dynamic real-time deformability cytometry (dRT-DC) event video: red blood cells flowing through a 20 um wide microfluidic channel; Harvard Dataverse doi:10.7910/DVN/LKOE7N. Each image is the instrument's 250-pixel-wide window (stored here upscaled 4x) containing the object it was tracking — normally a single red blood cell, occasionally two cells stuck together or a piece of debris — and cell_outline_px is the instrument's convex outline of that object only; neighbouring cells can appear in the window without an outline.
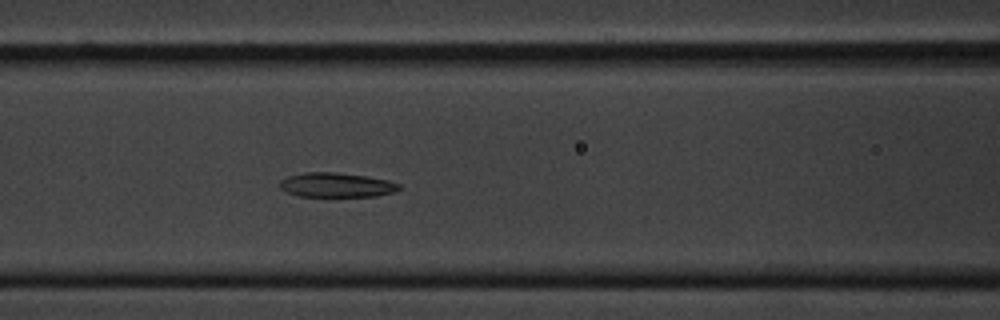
{"species": "common noctule bat (a hibernating species)", "species_latin": "Nyctalus noctula", "temperature_condition": "cold", "stored_images_in_passage": 6, "camera_frame_rate_fps": 3000, "um_per_image_px": 0.085, "animal": {"sex": "male", "body_mass_g": 20.1, "forearm_length_mm": 53.5}, "frame": {"image": 1, "passage_image": 6, "time_ms": 5.667, "image_size_px": [1000, 320], "cell_outline_px": [[404, 188], [392, 192], [376, 196], [300, 196], [288, 192], [280, 188], [280, 180], [288, 176], [304, 172], [332, 172], [364, 176], [388, 180], [400, 184]], "centroid_in_image_um": [28.61, 15.72], "position_along_channel_um": 138.0, "area_um2": 16.88}}